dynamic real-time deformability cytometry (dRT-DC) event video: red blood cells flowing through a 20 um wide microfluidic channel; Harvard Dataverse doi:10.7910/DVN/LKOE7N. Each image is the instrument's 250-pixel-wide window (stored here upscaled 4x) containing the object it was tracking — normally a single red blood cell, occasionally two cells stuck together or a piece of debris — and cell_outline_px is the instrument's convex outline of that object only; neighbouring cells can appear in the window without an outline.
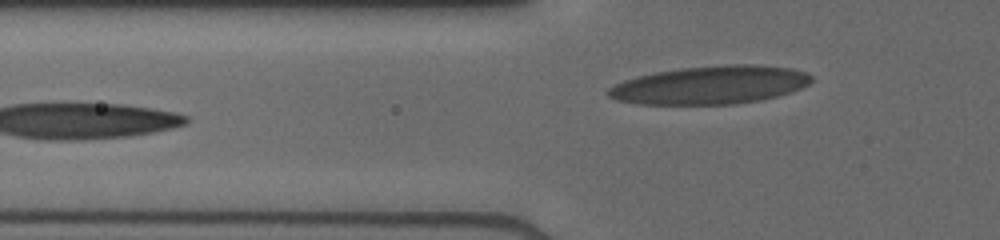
{"species": "human", "species_latin": "Homo sapiens", "temperature_condition": "cold", "stored_images_in_passage": 13, "segment_of_instrument_passage": [2, 2], "camera_frame_rate_fps": 3000, "um_per_image_px": 0.085, "donor": {"sex": "male"}, "frame": {"image": 1, "passage_image": 13, "time_ms": 4.667, "image_size_px": [1000, 240], "cell_outline_px": [[812, 80], [808, 84], [792, 92], [760, 100], [732, 104], [640, 104], [616, 100], [608, 96], [608, 88], [624, 80], [656, 72], [680, 68], [728, 64], [756, 64], [792, 68], [808, 72], [812, 76]], "centroid_in_image_um": [60.41, 7.22], "position_along_channel_um": 65.4, "area_um2": 45.2}}